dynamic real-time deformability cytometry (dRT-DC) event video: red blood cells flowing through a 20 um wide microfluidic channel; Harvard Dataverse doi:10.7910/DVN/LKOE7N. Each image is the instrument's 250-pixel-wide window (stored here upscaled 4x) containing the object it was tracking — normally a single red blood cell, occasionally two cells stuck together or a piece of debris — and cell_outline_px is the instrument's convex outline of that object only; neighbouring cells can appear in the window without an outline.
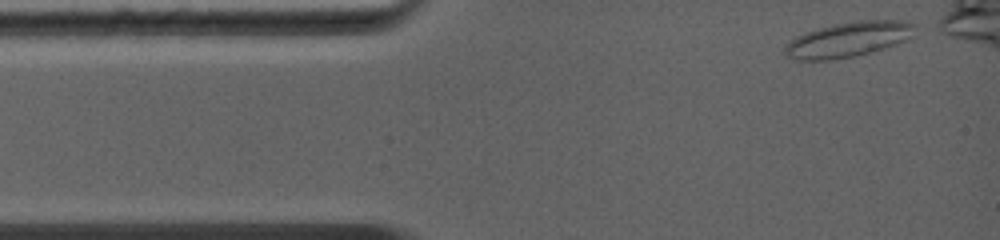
{"species": "common noctule bat (a hibernating species)", "species_latin": "Nyctalus noctula", "temperature_condition": "warm", "stored_images_in_passage": 28, "camera_frame_rate_fps": 5000, "um_per_image_px": 0.085, "animal": {"sex": "female", "body_mass_g": 19.0, "forearm_length_mm": 56.7}, "frame": {"image": 1, "passage_image": 1, "time_ms": 0.0, "image_size_px": [1000, 240], "cell_outline_px": [[916, 24], [908, 36], [904, 40], [896, 44], [884, 48], [856, 56], [832, 60], [796, 60], [788, 56], [784, 52], [784, 48], [796, 36], [820, 28], [836, 24], [860, 20], [900, 20]], "centroid_in_image_um": [72.08, 3.37], "position_along_channel_um": 12.9, "area_um2": 26.01}}
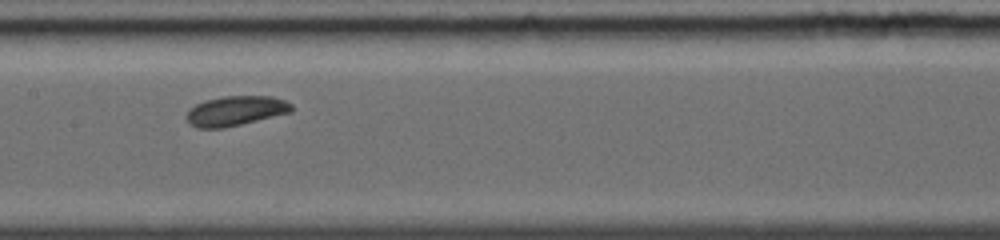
{"frame": {"image": 2, "passage_image": 13, "time_ms": 5.2, "image_size_px": [1000, 240], "cell_outline_px": [[292, 112], [224, 128], [200, 128], [192, 124], [184, 116], [196, 104], [204, 100], [224, 96], [272, 96], [284, 100], [292, 104]], "centroid_in_image_um": [20.05, 9.41], "position_along_channel_um": 187.4, "area_um2": 18.09}}
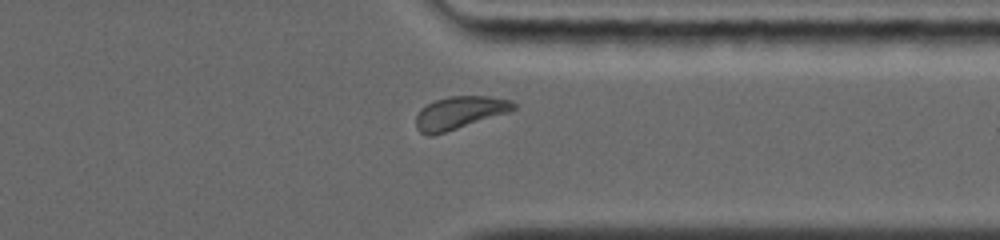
{"frame": {"image": 3, "passage_image": 23, "time_ms": 9.4, "image_size_px": [1000, 240], "cell_outline_px": [[516, 108], [512, 112], [432, 136], [428, 136], [420, 132], [416, 128], [416, 116], [420, 108], [436, 100], [448, 96], [488, 96], [512, 100], [516, 104]], "centroid_in_image_um": [39.09, 9.59], "position_along_channel_um": 372.3, "area_um2": 18.84}}